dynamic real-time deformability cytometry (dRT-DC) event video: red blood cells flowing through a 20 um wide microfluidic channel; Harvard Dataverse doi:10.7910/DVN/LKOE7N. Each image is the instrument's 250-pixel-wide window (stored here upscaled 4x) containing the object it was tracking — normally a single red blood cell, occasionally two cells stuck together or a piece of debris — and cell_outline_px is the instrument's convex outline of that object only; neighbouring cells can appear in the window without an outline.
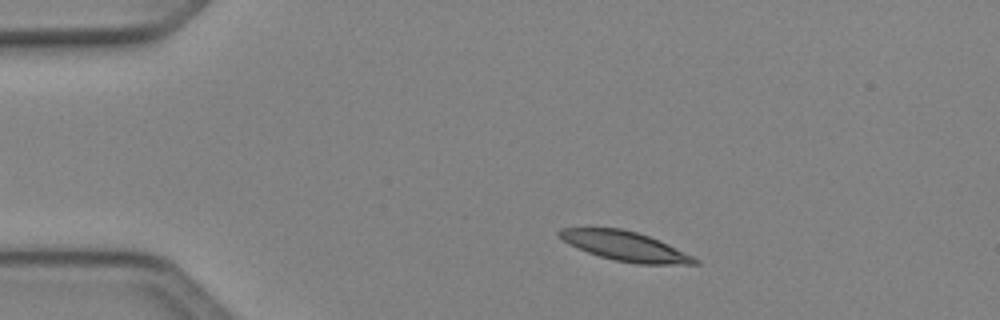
{"species": "Egyptian fruit bat (a non-hibernating species)", "species_latin": "Rousettus aegyptiacus", "temperature_condition": "cold", "stored_images_in_passage": 46, "camera_frame_rate_fps": 3000, "um_per_image_px": 0.085, "animal": {"sex": "female"}, "frame": {"image": 1, "passage_image": 6, "time_ms": 1.667, "image_size_px": [1000, 320], "cell_outline_px": [[700, 264], [636, 264], [616, 260], [600, 256], [588, 252], [568, 244], [556, 236], [556, 232], [560, 228], [620, 228], [636, 232], [648, 236], [668, 244], [700, 260]], "centroid_in_image_um": [53.1, 20.92], "position_along_channel_um": 31.9, "area_um2": 23.12}}
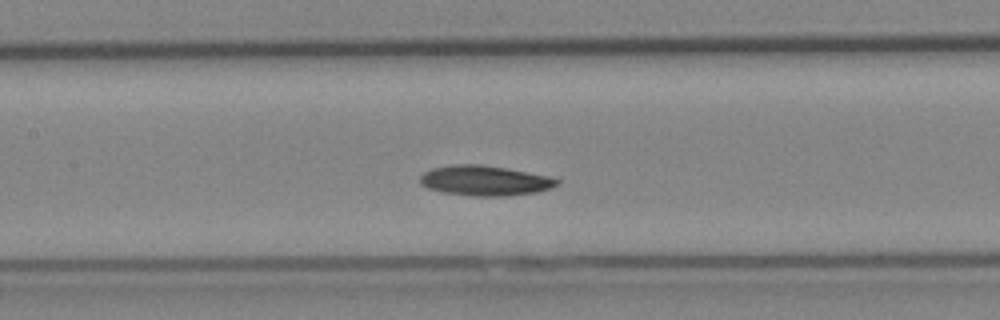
{"frame": {"image": 2, "passage_image": 20, "time_ms": 6.333, "image_size_px": [1000, 320], "cell_outline_px": [[560, 184], [552, 188], [536, 192], [508, 196], [472, 196], [444, 192], [428, 188], [420, 184], [420, 176], [424, 172], [432, 168], [456, 164], [480, 164], [504, 168], [548, 176], [560, 180]], "centroid_in_image_um": [41.22, 15.36], "position_along_channel_um": 166.2, "area_um2": 23.93}}
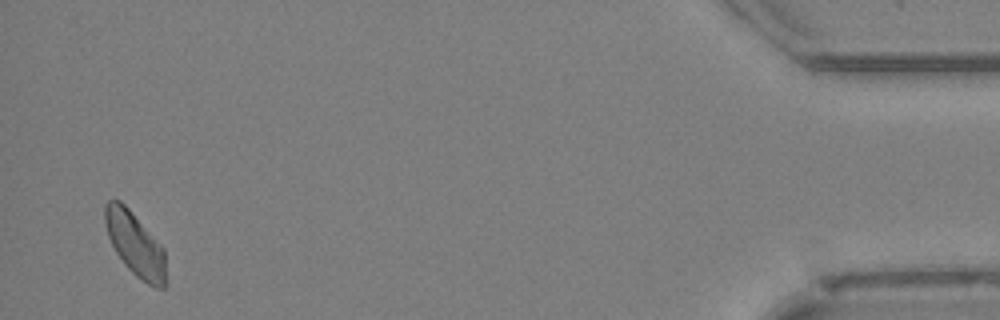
{"frame": {"image": 3, "passage_image": 45, "time_ms": 14.667, "image_size_px": [1000, 320], "cell_outline_px": [[164, 288], [156, 288], [148, 284], [136, 276], [124, 264], [116, 252], [108, 236], [104, 220], [104, 204], [108, 200], [120, 200], [128, 208], [164, 248]], "centroid_in_image_um": [11.45, 20.73], "position_along_channel_um": 423.8, "area_um2": 22.2}, "authors_computed_cell_mechanics": {"area_um2": 23.0044, "velocity_mm_per_s": 4.0563, "shape_relaxation_time_tau1_ms": 6.4474, "shape_relaxation_time_tau2_ms": null, "deformation_change_tau1": 0.1074, "deformation_change_tau2": null}}